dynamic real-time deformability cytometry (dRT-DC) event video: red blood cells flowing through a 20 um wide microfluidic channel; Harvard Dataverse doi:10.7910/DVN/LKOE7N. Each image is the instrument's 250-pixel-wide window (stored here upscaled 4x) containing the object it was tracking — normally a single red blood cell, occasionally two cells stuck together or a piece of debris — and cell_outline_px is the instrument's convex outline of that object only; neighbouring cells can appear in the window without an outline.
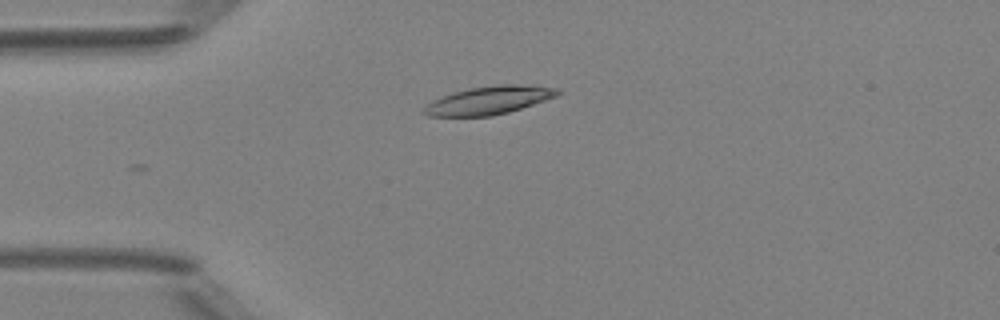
{"species": "Egyptian fruit bat (a non-hibernating species)", "species_latin": "Rousettus aegyptiacus", "temperature_condition": "room temperature", "stored_images_in_passage": 4, "camera_frame_rate_fps": 3000, "um_per_image_px": 0.085, "animal": {"sex": "female"}, "frame": {"image": 1, "passage_image": 4, "time_ms": 3.333, "image_size_px": [1000, 320], "cell_outline_px": [[560, 92], [556, 96], [508, 112], [492, 116], [428, 116], [420, 112], [432, 100], [452, 92], [468, 88], [500, 84], [520, 84], [556, 88]], "centroid_in_image_um": [41.49, 8.52], "position_along_channel_um": 43.5, "area_um2": 21.73}}